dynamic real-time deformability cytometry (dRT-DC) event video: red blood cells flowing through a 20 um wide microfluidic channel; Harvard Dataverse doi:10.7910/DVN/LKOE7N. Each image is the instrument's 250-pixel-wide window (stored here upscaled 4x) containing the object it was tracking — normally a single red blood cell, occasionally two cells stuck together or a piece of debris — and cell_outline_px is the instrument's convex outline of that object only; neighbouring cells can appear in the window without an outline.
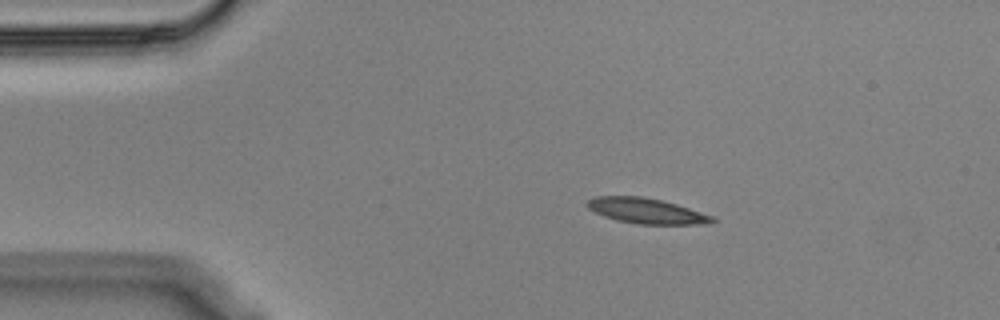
{"species": "Egyptian fruit bat (a non-hibernating species)", "species_latin": "Rousettus aegyptiacus", "temperature_condition": "cold", "stored_images_in_passage": 47, "camera_frame_rate_fps": 3000, "um_per_image_px": 0.085, "animal": {"sex": "male"}, "frame": {"image": 1, "passage_image": 1, "time_ms": 0.0, "image_size_px": [1000, 320], "cell_outline_px": [[716, 220], [712, 224], [636, 224], [616, 220], [604, 216], [588, 208], [584, 204], [588, 200], [596, 196], [644, 196], [676, 204], [712, 216]], "centroid_in_image_um": [54.92, 17.92], "position_along_channel_um": 30.1, "area_um2": 18.44}}
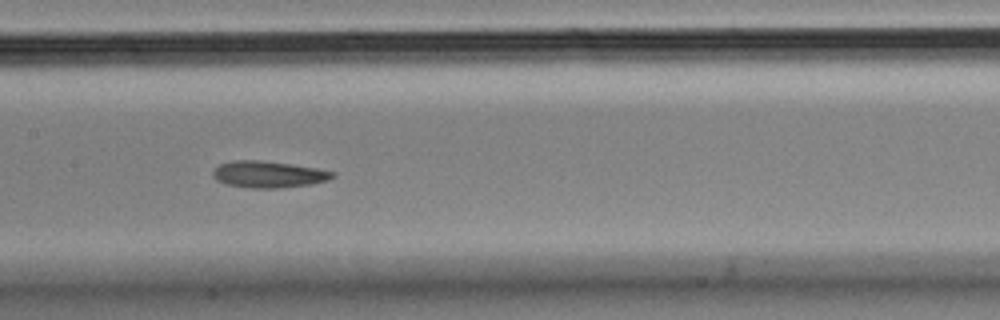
{"frame": {"image": 2, "passage_image": 18, "time_ms": 5.667, "image_size_px": [1000, 320], "cell_outline_px": [[336, 176], [328, 180], [312, 184], [280, 188], [252, 188], [224, 184], [216, 180], [212, 176], [212, 172], [220, 164], [232, 160], [260, 160], [292, 164], [316, 168], [336, 172]], "centroid_in_image_um": [22.83, 14.82], "position_along_channel_um": 184.6, "area_um2": 18.73}}
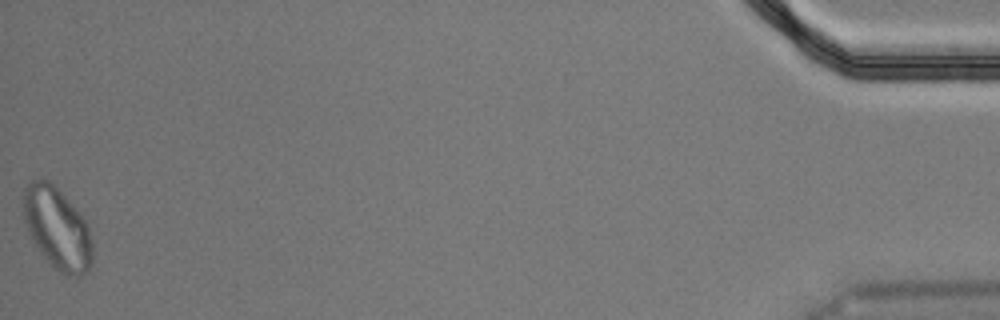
{"frame": {"image": 3, "passage_image": 47, "time_ms": 15.333, "image_size_px": [1000, 320], "cell_outline_px": [[92, 264], [80, 276], [68, 276], [60, 272], [44, 256], [32, 240], [28, 232], [24, 220], [24, 188], [28, 180], [48, 180], [76, 208], [88, 224], [92, 240]], "centroid_in_image_um": [4.87, 19.4], "position_along_channel_um": 430.3, "area_um2": 32.54}, "authors_computed_cell_mechanics": {"area_um2": 18.8428, "velocity_mm_per_s": 3.5641, "shape_relaxation_time_tau1_ms": null, "shape_relaxation_time_tau2_ms": 10.3655, "deformation_change_tau1": null, "deformation_change_tau2": 0.1867}}